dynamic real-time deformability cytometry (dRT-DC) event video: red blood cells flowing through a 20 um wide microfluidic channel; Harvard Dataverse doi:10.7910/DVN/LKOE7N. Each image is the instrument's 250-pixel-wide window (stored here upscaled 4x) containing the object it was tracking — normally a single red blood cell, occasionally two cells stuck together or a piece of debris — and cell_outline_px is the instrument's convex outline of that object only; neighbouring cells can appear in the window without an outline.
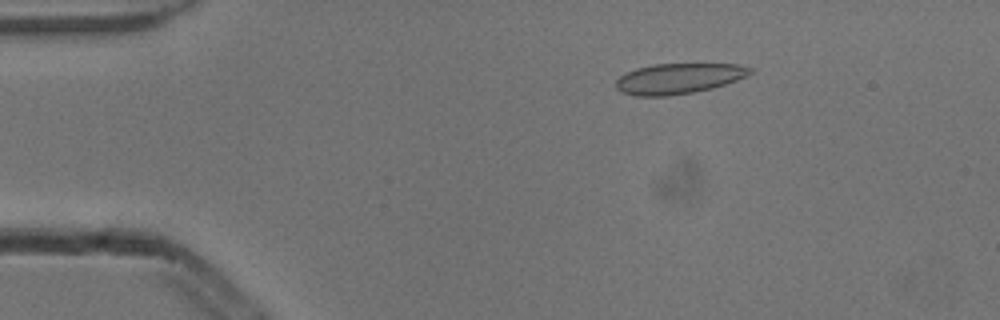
{"species": "common noctule bat (a hibernating species)", "species_latin": "Nyctalus noctula", "temperature_condition": "cold", "stored_images_in_passage": 4, "camera_frame_rate_fps": 3000, "um_per_image_px": 0.085, "animal": {"sex": "male", "body_mass_g": 13.3}, "frame": {"image": 1, "passage_image": 2, "time_ms": 0.333, "image_size_px": [1000, 320], "cell_outline_px": [[756, 72], [748, 76], [712, 88], [692, 92], [668, 96], [636, 96], [620, 92], [616, 88], [616, 80], [620, 76], [636, 68], [652, 64], [736, 64], [756, 68]], "centroid_in_image_um": [57.72, 6.67], "position_along_channel_um": 27.3, "area_um2": 23.99}}
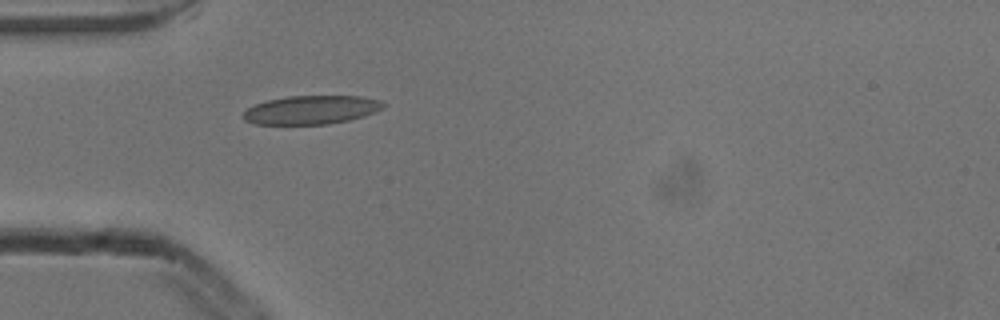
{"frame": {"image": 2, "passage_image": 4, "time_ms": 1.0, "image_size_px": [1000, 320], "cell_outline_px": [[384, 108], [376, 112], [364, 116], [348, 120], [328, 124], [256, 124], [244, 120], [240, 116], [248, 108], [256, 104], [268, 100], [288, 96], [360, 96], [380, 100], [384, 104]], "centroid_in_image_um": [26.46, 9.34], "position_along_channel_um": 58.5, "area_um2": 23.35}}